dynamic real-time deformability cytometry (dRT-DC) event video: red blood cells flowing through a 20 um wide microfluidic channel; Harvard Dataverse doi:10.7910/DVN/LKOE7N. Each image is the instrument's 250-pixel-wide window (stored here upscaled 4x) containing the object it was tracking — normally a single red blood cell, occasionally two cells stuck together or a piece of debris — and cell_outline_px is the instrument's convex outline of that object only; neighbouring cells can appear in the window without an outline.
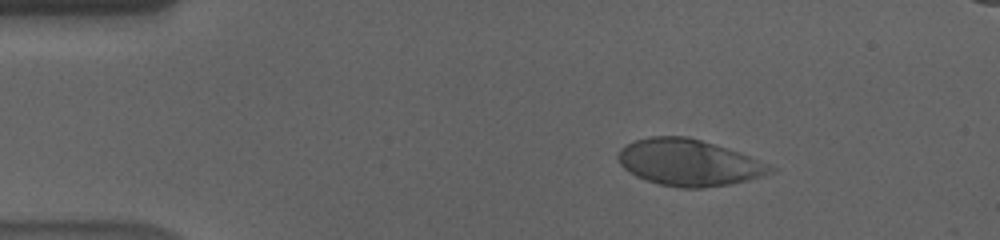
{"species": "human", "species_latin": "Homo sapiens", "temperature_condition": "cold", "stored_images_in_passage": 57, "camera_frame_rate_fps": 3000, "um_per_image_px": 0.085, "donor": {"sex": "male"}, "frame": {"image": 1, "passage_image": 9, "time_ms": 2.667, "image_size_px": [1000, 240], "cell_outline_px": [[776, 168], [772, 172], [764, 176], [748, 180], [728, 184], [700, 188], [680, 188], [660, 184], [636, 176], [628, 172], [620, 164], [616, 156], [620, 148], [636, 140], [648, 136], [688, 136], [740, 152], [768, 164]], "centroid_in_image_um": [58.53, 13.81], "position_along_channel_um": 26.5, "area_um2": 41.15}}
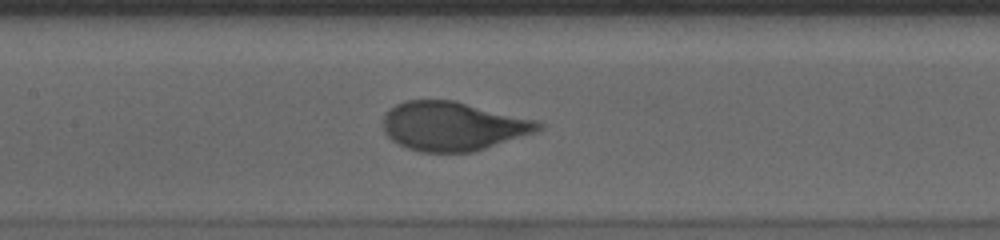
{"frame": {"image": 2, "passage_image": 27, "time_ms": 8.667, "image_size_px": [1000, 240], "cell_outline_px": [[544, 128], [476, 152], [420, 152], [408, 148], [392, 140], [384, 132], [384, 116], [388, 108], [404, 100], [452, 100], [536, 120], [544, 124]], "centroid_in_image_um": [38.47, 10.72], "position_along_channel_um": 168.9, "area_um2": 44.04}}
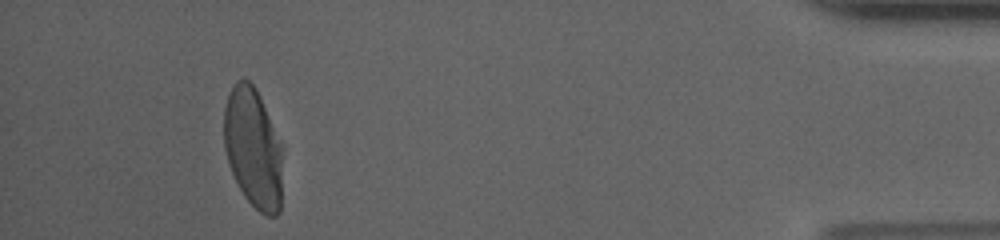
{"frame": {"image": 3, "passage_image": 53, "time_ms": 17.333, "image_size_px": [1000, 240], "cell_outline_px": [[284, 148], [280, 212], [276, 216], [264, 216], [244, 196], [228, 164], [224, 148], [224, 108], [228, 96], [236, 80], [244, 76], [256, 88], [260, 96]], "centroid_in_image_um": [21.55, 12.59], "position_along_channel_um": 413.7, "area_um2": 41.73}, "authors_computed_cell_mechanics": {"area_um2": 43.061, "velocity_mm_per_s": 3.5417, "shape_relaxation_time_tau1_ms": 3.2089, "shape_relaxation_time_tau2_ms": null, "deformation_change_tau1": 0.1901, "deformation_change_tau2": null}}